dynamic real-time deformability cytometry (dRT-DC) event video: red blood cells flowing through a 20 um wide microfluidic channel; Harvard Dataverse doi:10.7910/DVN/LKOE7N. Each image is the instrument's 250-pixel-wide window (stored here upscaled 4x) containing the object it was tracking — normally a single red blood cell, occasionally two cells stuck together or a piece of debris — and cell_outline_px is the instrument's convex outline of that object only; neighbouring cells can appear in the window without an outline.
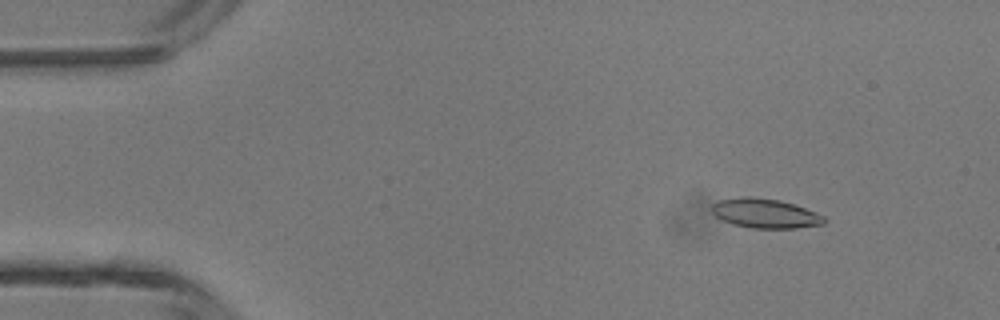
{"species": "common noctule bat (a hibernating species)", "species_latin": "Nyctalus noctula", "temperature_condition": "room temperature", "stored_images_in_passage": 47, "camera_frame_rate_fps": 3000, "um_per_image_px": 0.085, "animal": {"sex": "male", "body_mass_g": 13.3}, "frame": {"image": 1, "passage_image": 6, "time_ms": 1.667, "image_size_px": [1000, 320], "cell_outline_px": [[828, 220], [824, 224], [796, 228], [752, 228], [732, 224], [716, 216], [712, 212], [712, 204], [716, 200], [740, 196], [748, 196], [780, 200], [804, 208], [824, 216]], "centroid_in_image_um": [65.01, 18.13], "position_along_channel_um": 20.0, "area_um2": 19.31}}
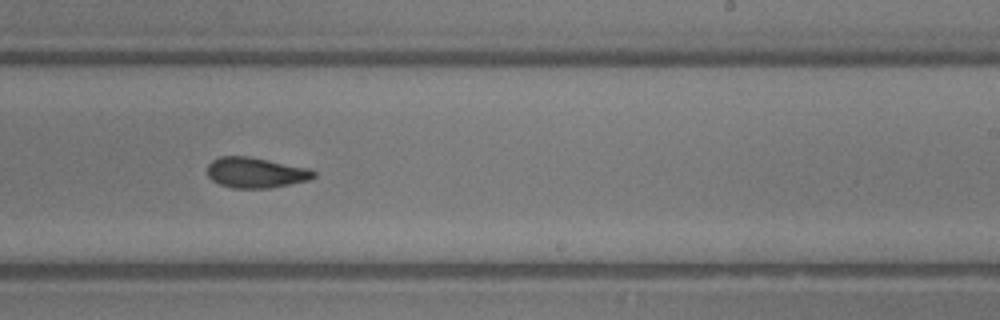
{"frame": {"image": 2, "passage_image": 29, "time_ms": 9.333, "image_size_px": [1000, 320], "cell_outline_px": [[316, 176], [308, 180], [268, 188], [232, 188], [220, 184], [212, 180], [208, 176], [208, 164], [212, 160], [220, 156], [248, 156], [308, 168], [316, 172]], "centroid_in_image_um": [21.71, 14.67], "position_along_channel_um": 267.3, "area_um2": 18.73}}
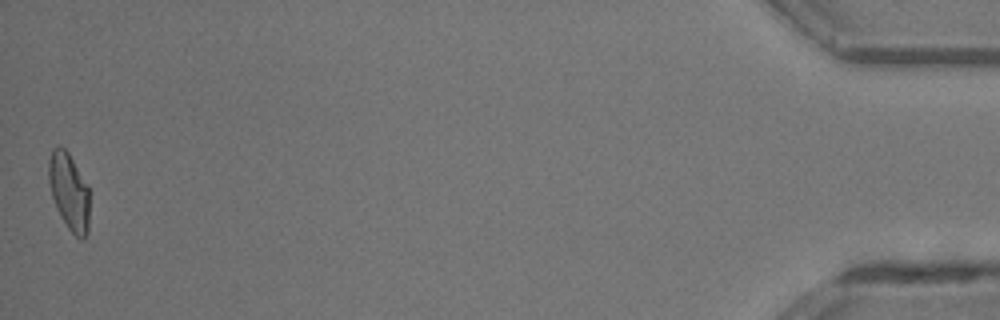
{"frame": {"image": 3, "passage_image": 47, "time_ms": 15.333, "image_size_px": [1000, 320], "cell_outline_px": [[88, 232], [84, 240], [80, 240], [68, 228], [60, 216], [56, 208], [52, 196], [48, 180], [48, 160], [52, 148], [60, 144], [68, 152], [88, 184]], "centroid_in_image_um": [5.85, 16.26], "position_along_channel_um": 429.3, "area_um2": 18.55}, "authors_computed_cell_mechanics": {"area_um2": 18.8428, "velocity_mm_per_s": 4.3774, "shape_relaxation_time_tau1_ms": 3.4808, "shape_relaxation_time_tau2_ms": 2.1106, "deformation_change_tau1": 0.1456, "deformation_change_tau2": 0.0975}}